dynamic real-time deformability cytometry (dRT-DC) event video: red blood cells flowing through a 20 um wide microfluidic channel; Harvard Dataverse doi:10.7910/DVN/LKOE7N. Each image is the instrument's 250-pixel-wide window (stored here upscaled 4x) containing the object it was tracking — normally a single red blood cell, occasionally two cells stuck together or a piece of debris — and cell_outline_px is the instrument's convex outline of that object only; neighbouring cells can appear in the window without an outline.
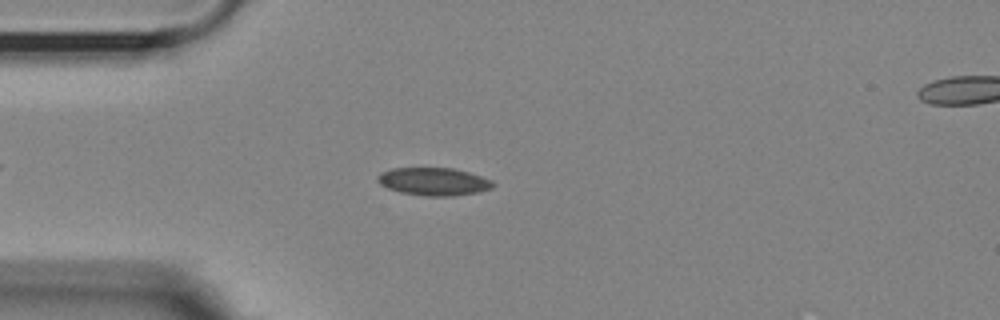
{"species": "Egyptian fruit bat (a non-hibernating species)", "species_latin": "Rousettus aegyptiacus", "temperature_condition": "room temperature", "stored_images_in_passage": 47, "camera_frame_rate_fps": 3000, "um_per_image_px": 0.085, "animal": {"sex": "female"}, "frame": {"image": 1, "passage_image": 6, "time_ms": 1.667, "image_size_px": [1000, 320], "cell_outline_px": [[496, 184], [492, 188], [480, 192], [452, 196], [428, 196], [400, 192], [388, 188], [380, 184], [376, 180], [376, 176], [380, 172], [392, 168], [452, 168], [468, 172], [492, 180]], "centroid_in_image_um": [36.86, 15.43], "position_along_channel_um": 48.1, "area_um2": 18.79}}
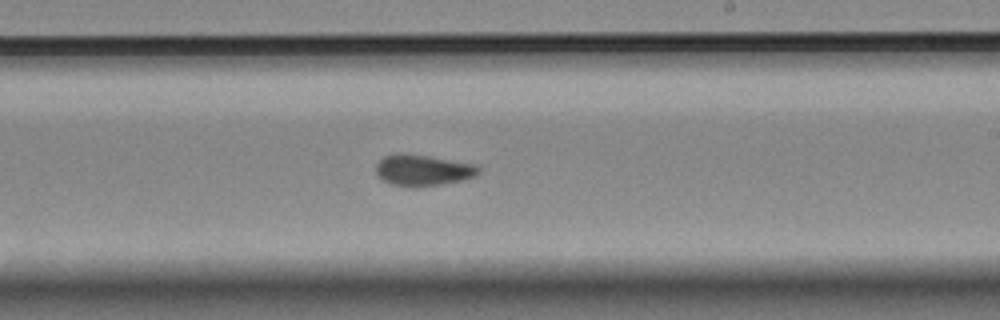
{"frame": {"image": 2, "passage_image": 24, "time_ms": 7.667, "image_size_px": [1000, 320], "cell_outline_px": [[480, 172], [472, 176], [460, 180], [440, 184], [416, 188], [412, 188], [388, 184], [380, 180], [376, 176], [376, 164], [384, 156], [396, 152], [400, 152], [428, 156], [476, 164], [480, 168]], "centroid_in_image_um": [35.85, 14.47], "position_along_channel_um": 253.1, "area_um2": 18.96}}
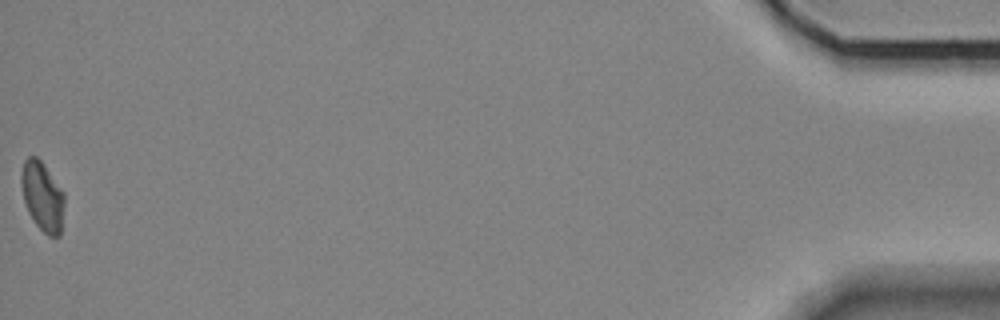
{"frame": {"image": 3, "passage_image": 47, "time_ms": 15.333, "image_size_px": [1000, 320], "cell_outline_px": [[64, 204], [60, 236], [48, 236], [36, 224], [28, 212], [24, 200], [20, 184], [20, 176], [24, 160], [28, 156], [36, 156], [44, 164], [64, 192]], "centroid_in_image_um": [3.6, 16.67], "position_along_channel_um": 431.6, "area_um2": 17.46}, "authors_computed_cell_mechanics": {"area_um2": 18.207, "velocity_mm_per_s": 3.6035, "shape_relaxation_time_tau1_ms": null, "shape_relaxation_time_tau2_ms": 2.1738, "deformation_change_tau1": null, "deformation_change_tau2": 0.062}}